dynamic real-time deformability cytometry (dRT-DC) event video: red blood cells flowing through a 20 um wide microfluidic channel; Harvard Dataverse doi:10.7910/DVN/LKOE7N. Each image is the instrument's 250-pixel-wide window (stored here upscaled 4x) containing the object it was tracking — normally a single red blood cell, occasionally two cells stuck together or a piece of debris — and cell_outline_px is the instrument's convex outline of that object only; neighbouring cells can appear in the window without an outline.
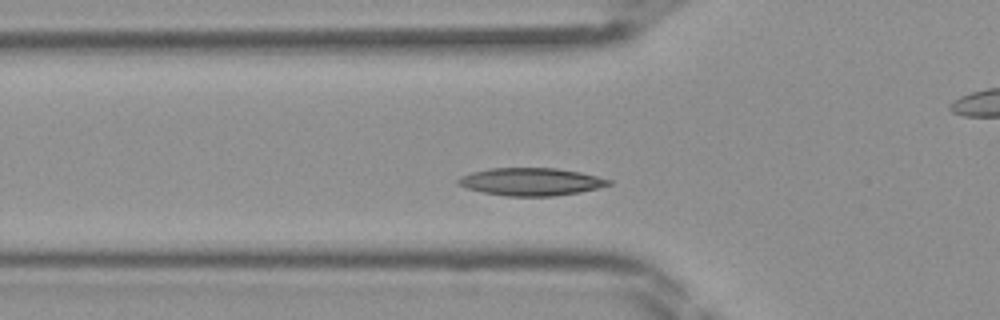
{"species": "Egyptian fruit bat (a non-hibernating species)", "species_latin": "Rousettus aegyptiacus", "temperature_condition": "room temperature", "stored_images_in_passage": 40, "camera_frame_rate_fps": 3000, "um_per_image_px": 0.085, "frame": {"image": 1, "passage_image": 9, "time_ms": 2.667, "image_size_px": [1000, 320], "cell_outline_px": [[612, 184], [580, 192], [552, 196], [504, 196], [484, 192], [468, 188], [456, 184], [456, 180], [460, 176], [472, 172], [492, 168], [556, 168], [580, 172], [612, 180]], "centroid_in_image_um": [45.12, 15.44], "position_along_channel_um": 80.7, "area_um2": 24.16}}
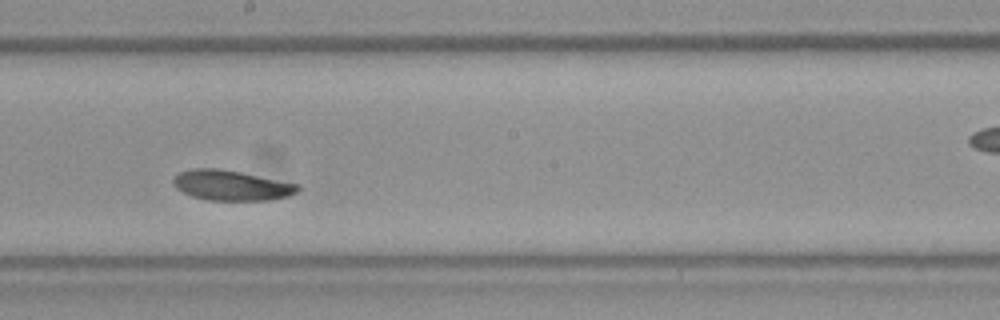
{"frame": {"image": 2, "passage_image": 19, "time_ms": 6.0, "image_size_px": [1000, 320], "cell_outline_px": [[300, 192], [288, 196], [268, 200], [208, 200], [192, 196], [176, 188], [172, 184], [172, 180], [180, 172], [192, 168], [216, 168], [240, 172], [300, 184]], "centroid_in_image_um": [19.69, 15.75], "position_along_channel_um": 228.5, "area_um2": 21.91}}
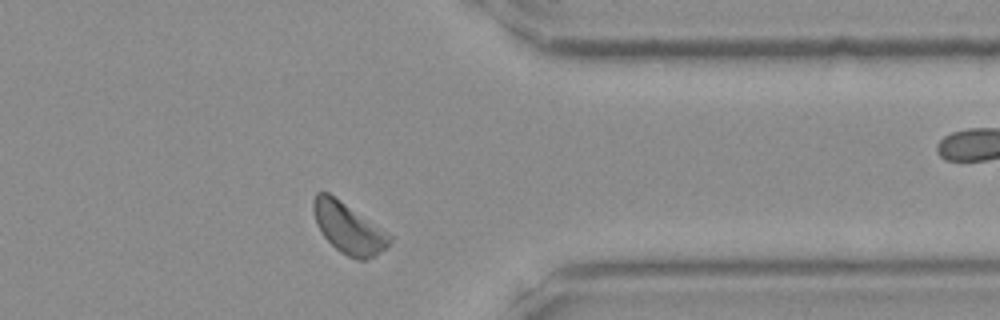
{"frame": {"image": 3, "passage_image": 30, "time_ms": 9.667, "image_size_px": [1000, 320], "cell_outline_px": [[392, 240], [376, 256], [364, 260], [360, 260], [348, 256], [340, 252], [324, 236], [316, 224], [312, 212], [312, 200], [316, 192], [328, 192], [392, 236]], "centroid_in_image_um": [29.57, 19.39], "position_along_channel_um": 381.8, "area_um2": 22.14}}